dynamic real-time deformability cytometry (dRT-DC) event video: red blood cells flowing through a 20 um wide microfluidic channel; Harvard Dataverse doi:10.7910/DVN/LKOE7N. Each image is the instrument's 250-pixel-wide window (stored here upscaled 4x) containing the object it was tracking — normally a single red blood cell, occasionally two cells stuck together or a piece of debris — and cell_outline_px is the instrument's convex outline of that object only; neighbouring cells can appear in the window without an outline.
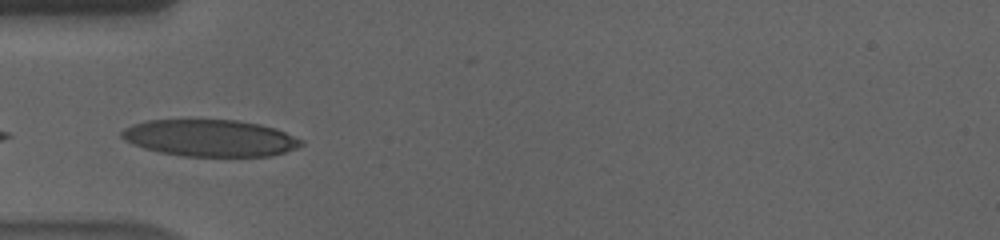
{"species": "human", "species_latin": "Homo sapiens", "temperature_condition": "cold", "stored_images_in_passage": 32, "camera_frame_rate_fps": 3000, "um_per_image_px": 0.085, "donor": {"sex": "male"}, "frame": {"image": 1, "passage_image": 1, "time_ms": 0.0, "image_size_px": [1000, 240], "cell_outline_px": [[304, 144], [296, 148], [272, 156], [184, 156], [160, 152], [144, 148], [132, 144], [124, 140], [120, 136], [120, 132], [124, 128], [132, 124], [144, 120], [236, 120], [260, 124], [276, 128], [304, 140]], "centroid_in_image_um": [17.85, 11.73], "position_along_channel_um": 67.2, "area_um2": 38.67}}
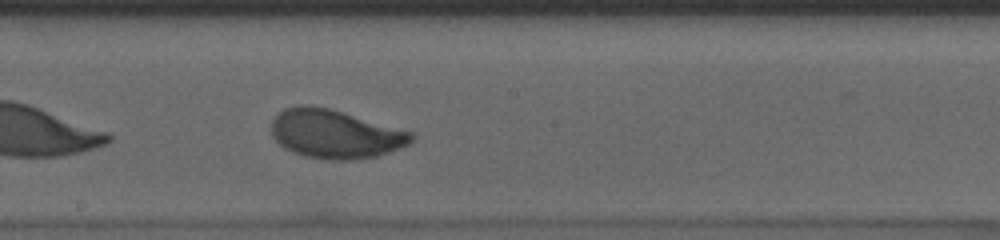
{"frame": {"image": 2, "passage_image": 14, "time_ms": 4.333, "image_size_px": [1000, 240], "cell_outline_px": [[416, 136], [408, 144], [400, 148], [376, 156], [356, 160], [324, 160], [304, 156], [292, 152], [284, 148], [272, 136], [272, 120], [284, 108], [308, 104], [328, 108], [412, 132]], "centroid_in_image_um": [28.47, 11.4], "position_along_channel_um": 219.7, "area_um2": 39.59}, "authors_computed_cell_mechanics": {"area_um2": 39.0728, "velocity_mm_per_s": 3.5321, "shape_relaxation_time_tau1_ms": 2.8051, "shape_relaxation_time_tau2_ms": null, "deformation_change_tau1": 0.169, "deformation_change_tau2": null}}